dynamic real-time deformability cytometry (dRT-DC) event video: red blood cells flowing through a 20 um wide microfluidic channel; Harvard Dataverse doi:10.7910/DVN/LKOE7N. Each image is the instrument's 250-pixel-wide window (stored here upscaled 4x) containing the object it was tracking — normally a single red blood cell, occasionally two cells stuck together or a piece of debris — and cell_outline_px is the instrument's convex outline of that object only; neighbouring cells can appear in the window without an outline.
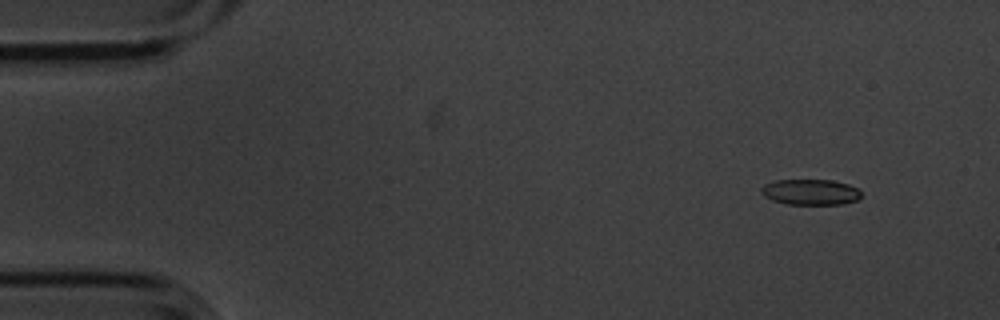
{"species": "common noctule bat (a hibernating species)", "species_latin": "Nyctalus noctula", "temperature_condition": "cold", "stored_images_in_passage": 5, "camera_frame_rate_fps": 3000, "um_per_image_px": 0.085, "animal": {"sex": "male", "body_mass_g": 20.1, "forearm_length_mm": 53.5}, "frame": {"image": 1, "passage_image": 2, "time_ms": 0.333, "image_size_px": [1000, 320], "cell_outline_px": [[860, 200], [844, 204], [788, 204], [772, 200], [764, 196], [760, 192], [760, 188], [764, 184], [776, 180], [832, 180], [848, 184], [856, 188], [860, 192]], "centroid_in_image_um": [68.88, 16.33], "position_along_channel_um": 16.1, "area_um2": 15.03}}
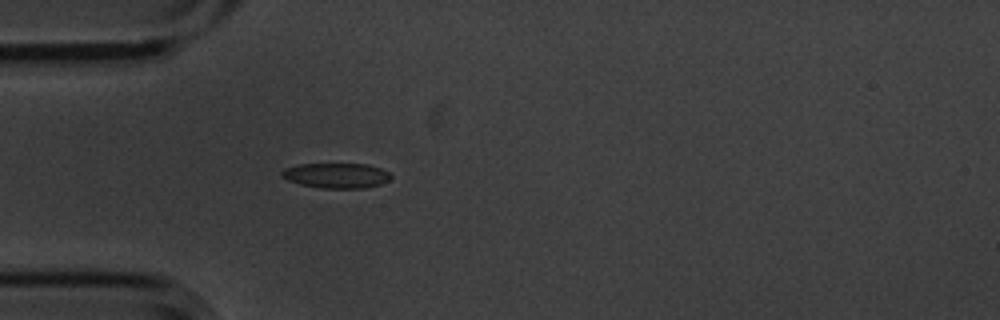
{"frame": {"image": 2, "passage_image": 5, "time_ms": 1.333, "image_size_px": [1000, 320], "cell_outline_px": [[392, 176], [388, 180], [380, 184], [364, 188], [324, 188], [300, 184], [288, 180], [280, 176], [280, 172], [284, 168], [300, 164], [368, 164], [380, 168], [388, 172]], "centroid_in_image_um": [28.57, 14.91], "position_along_channel_um": 56.4, "area_um2": 15.9}}